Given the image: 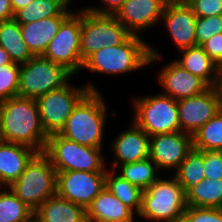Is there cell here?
<instances>
[{
	"label": "cell",
	"mask_w": 222,
	"mask_h": 222,
	"mask_svg": "<svg viewBox=\"0 0 222 222\" xmlns=\"http://www.w3.org/2000/svg\"><path fill=\"white\" fill-rule=\"evenodd\" d=\"M193 149L192 135L177 131L150 136L149 158L160 171H176Z\"/></svg>",
	"instance_id": "obj_13"
},
{
	"label": "cell",
	"mask_w": 222,
	"mask_h": 222,
	"mask_svg": "<svg viewBox=\"0 0 222 222\" xmlns=\"http://www.w3.org/2000/svg\"><path fill=\"white\" fill-rule=\"evenodd\" d=\"M37 153L33 148L0 140V187H9Z\"/></svg>",
	"instance_id": "obj_20"
},
{
	"label": "cell",
	"mask_w": 222,
	"mask_h": 222,
	"mask_svg": "<svg viewBox=\"0 0 222 222\" xmlns=\"http://www.w3.org/2000/svg\"><path fill=\"white\" fill-rule=\"evenodd\" d=\"M187 206L222 208V179L205 178L186 191Z\"/></svg>",
	"instance_id": "obj_26"
},
{
	"label": "cell",
	"mask_w": 222,
	"mask_h": 222,
	"mask_svg": "<svg viewBox=\"0 0 222 222\" xmlns=\"http://www.w3.org/2000/svg\"><path fill=\"white\" fill-rule=\"evenodd\" d=\"M180 131L193 135L220 110L212 87L203 93L177 101Z\"/></svg>",
	"instance_id": "obj_16"
},
{
	"label": "cell",
	"mask_w": 222,
	"mask_h": 222,
	"mask_svg": "<svg viewBox=\"0 0 222 222\" xmlns=\"http://www.w3.org/2000/svg\"><path fill=\"white\" fill-rule=\"evenodd\" d=\"M204 172V151L193 148L179 168L172 173L186 192L189 188L205 179Z\"/></svg>",
	"instance_id": "obj_29"
},
{
	"label": "cell",
	"mask_w": 222,
	"mask_h": 222,
	"mask_svg": "<svg viewBox=\"0 0 222 222\" xmlns=\"http://www.w3.org/2000/svg\"><path fill=\"white\" fill-rule=\"evenodd\" d=\"M186 3L197 17L222 15V0H188Z\"/></svg>",
	"instance_id": "obj_35"
},
{
	"label": "cell",
	"mask_w": 222,
	"mask_h": 222,
	"mask_svg": "<svg viewBox=\"0 0 222 222\" xmlns=\"http://www.w3.org/2000/svg\"><path fill=\"white\" fill-rule=\"evenodd\" d=\"M0 140L44 152L48 135L35 99L15 96L0 102Z\"/></svg>",
	"instance_id": "obj_2"
},
{
	"label": "cell",
	"mask_w": 222,
	"mask_h": 222,
	"mask_svg": "<svg viewBox=\"0 0 222 222\" xmlns=\"http://www.w3.org/2000/svg\"><path fill=\"white\" fill-rule=\"evenodd\" d=\"M106 172L57 171L56 194L84 208L105 187Z\"/></svg>",
	"instance_id": "obj_12"
},
{
	"label": "cell",
	"mask_w": 222,
	"mask_h": 222,
	"mask_svg": "<svg viewBox=\"0 0 222 222\" xmlns=\"http://www.w3.org/2000/svg\"><path fill=\"white\" fill-rule=\"evenodd\" d=\"M193 148L196 150L222 151V110L200 127L193 135Z\"/></svg>",
	"instance_id": "obj_30"
},
{
	"label": "cell",
	"mask_w": 222,
	"mask_h": 222,
	"mask_svg": "<svg viewBox=\"0 0 222 222\" xmlns=\"http://www.w3.org/2000/svg\"><path fill=\"white\" fill-rule=\"evenodd\" d=\"M100 5L83 6L92 13L100 15H116L126 0H99ZM100 6V7H99Z\"/></svg>",
	"instance_id": "obj_38"
},
{
	"label": "cell",
	"mask_w": 222,
	"mask_h": 222,
	"mask_svg": "<svg viewBox=\"0 0 222 222\" xmlns=\"http://www.w3.org/2000/svg\"><path fill=\"white\" fill-rule=\"evenodd\" d=\"M103 148L70 141L58 133L48 135L44 153L56 171L107 172Z\"/></svg>",
	"instance_id": "obj_6"
},
{
	"label": "cell",
	"mask_w": 222,
	"mask_h": 222,
	"mask_svg": "<svg viewBox=\"0 0 222 222\" xmlns=\"http://www.w3.org/2000/svg\"><path fill=\"white\" fill-rule=\"evenodd\" d=\"M34 215L38 222H88L86 208L57 194L40 205Z\"/></svg>",
	"instance_id": "obj_22"
},
{
	"label": "cell",
	"mask_w": 222,
	"mask_h": 222,
	"mask_svg": "<svg viewBox=\"0 0 222 222\" xmlns=\"http://www.w3.org/2000/svg\"><path fill=\"white\" fill-rule=\"evenodd\" d=\"M20 65L0 66V102L18 96Z\"/></svg>",
	"instance_id": "obj_32"
},
{
	"label": "cell",
	"mask_w": 222,
	"mask_h": 222,
	"mask_svg": "<svg viewBox=\"0 0 222 222\" xmlns=\"http://www.w3.org/2000/svg\"><path fill=\"white\" fill-rule=\"evenodd\" d=\"M81 8L75 10L61 23L42 57L64 66L73 75L81 73L83 60L80 52Z\"/></svg>",
	"instance_id": "obj_11"
},
{
	"label": "cell",
	"mask_w": 222,
	"mask_h": 222,
	"mask_svg": "<svg viewBox=\"0 0 222 222\" xmlns=\"http://www.w3.org/2000/svg\"><path fill=\"white\" fill-rule=\"evenodd\" d=\"M105 187L128 206L136 216L140 213L143 191L139 187L123 179L112 169H107Z\"/></svg>",
	"instance_id": "obj_28"
},
{
	"label": "cell",
	"mask_w": 222,
	"mask_h": 222,
	"mask_svg": "<svg viewBox=\"0 0 222 222\" xmlns=\"http://www.w3.org/2000/svg\"><path fill=\"white\" fill-rule=\"evenodd\" d=\"M14 19L10 0H0V22Z\"/></svg>",
	"instance_id": "obj_40"
},
{
	"label": "cell",
	"mask_w": 222,
	"mask_h": 222,
	"mask_svg": "<svg viewBox=\"0 0 222 222\" xmlns=\"http://www.w3.org/2000/svg\"><path fill=\"white\" fill-rule=\"evenodd\" d=\"M163 58L165 57L161 51L152 47L141 36L131 34L117 46L105 47L92 53L84 61L82 70L117 77L150 67Z\"/></svg>",
	"instance_id": "obj_1"
},
{
	"label": "cell",
	"mask_w": 222,
	"mask_h": 222,
	"mask_svg": "<svg viewBox=\"0 0 222 222\" xmlns=\"http://www.w3.org/2000/svg\"><path fill=\"white\" fill-rule=\"evenodd\" d=\"M205 178L222 179V151H204Z\"/></svg>",
	"instance_id": "obj_36"
},
{
	"label": "cell",
	"mask_w": 222,
	"mask_h": 222,
	"mask_svg": "<svg viewBox=\"0 0 222 222\" xmlns=\"http://www.w3.org/2000/svg\"><path fill=\"white\" fill-rule=\"evenodd\" d=\"M34 0H10L11 6L13 9L14 14L22 9L30 5Z\"/></svg>",
	"instance_id": "obj_41"
},
{
	"label": "cell",
	"mask_w": 222,
	"mask_h": 222,
	"mask_svg": "<svg viewBox=\"0 0 222 222\" xmlns=\"http://www.w3.org/2000/svg\"><path fill=\"white\" fill-rule=\"evenodd\" d=\"M68 16H53L35 22L20 24V31L33 56H42L51 40L55 37L61 23Z\"/></svg>",
	"instance_id": "obj_21"
},
{
	"label": "cell",
	"mask_w": 222,
	"mask_h": 222,
	"mask_svg": "<svg viewBox=\"0 0 222 222\" xmlns=\"http://www.w3.org/2000/svg\"><path fill=\"white\" fill-rule=\"evenodd\" d=\"M0 46L16 64H24L33 57L23 40L20 24L15 19L0 22Z\"/></svg>",
	"instance_id": "obj_24"
},
{
	"label": "cell",
	"mask_w": 222,
	"mask_h": 222,
	"mask_svg": "<svg viewBox=\"0 0 222 222\" xmlns=\"http://www.w3.org/2000/svg\"><path fill=\"white\" fill-rule=\"evenodd\" d=\"M129 125L109 144L110 152L114 157L109 162L111 165L108 169L115 170L119 165L149 158L150 136L133 121Z\"/></svg>",
	"instance_id": "obj_14"
},
{
	"label": "cell",
	"mask_w": 222,
	"mask_h": 222,
	"mask_svg": "<svg viewBox=\"0 0 222 222\" xmlns=\"http://www.w3.org/2000/svg\"><path fill=\"white\" fill-rule=\"evenodd\" d=\"M166 4V0H126L115 16L132 35L140 36L160 24Z\"/></svg>",
	"instance_id": "obj_15"
},
{
	"label": "cell",
	"mask_w": 222,
	"mask_h": 222,
	"mask_svg": "<svg viewBox=\"0 0 222 222\" xmlns=\"http://www.w3.org/2000/svg\"><path fill=\"white\" fill-rule=\"evenodd\" d=\"M25 222H38V220L35 215H33L30 219L26 220Z\"/></svg>",
	"instance_id": "obj_44"
},
{
	"label": "cell",
	"mask_w": 222,
	"mask_h": 222,
	"mask_svg": "<svg viewBox=\"0 0 222 222\" xmlns=\"http://www.w3.org/2000/svg\"><path fill=\"white\" fill-rule=\"evenodd\" d=\"M64 1H66L69 5H71L73 0H64Z\"/></svg>",
	"instance_id": "obj_45"
},
{
	"label": "cell",
	"mask_w": 222,
	"mask_h": 222,
	"mask_svg": "<svg viewBox=\"0 0 222 222\" xmlns=\"http://www.w3.org/2000/svg\"><path fill=\"white\" fill-rule=\"evenodd\" d=\"M115 172L123 179L139 187L142 191L147 190L161 177V175H159V168L150 158L119 165L115 169Z\"/></svg>",
	"instance_id": "obj_27"
},
{
	"label": "cell",
	"mask_w": 222,
	"mask_h": 222,
	"mask_svg": "<svg viewBox=\"0 0 222 222\" xmlns=\"http://www.w3.org/2000/svg\"><path fill=\"white\" fill-rule=\"evenodd\" d=\"M33 215L34 211L9 187H0V222H25Z\"/></svg>",
	"instance_id": "obj_31"
},
{
	"label": "cell",
	"mask_w": 222,
	"mask_h": 222,
	"mask_svg": "<svg viewBox=\"0 0 222 222\" xmlns=\"http://www.w3.org/2000/svg\"><path fill=\"white\" fill-rule=\"evenodd\" d=\"M181 222H222V208L188 206Z\"/></svg>",
	"instance_id": "obj_34"
},
{
	"label": "cell",
	"mask_w": 222,
	"mask_h": 222,
	"mask_svg": "<svg viewBox=\"0 0 222 222\" xmlns=\"http://www.w3.org/2000/svg\"><path fill=\"white\" fill-rule=\"evenodd\" d=\"M70 82L72 80L35 99L40 121L47 135L60 132L74 107L88 92H99L90 81L78 87Z\"/></svg>",
	"instance_id": "obj_8"
},
{
	"label": "cell",
	"mask_w": 222,
	"mask_h": 222,
	"mask_svg": "<svg viewBox=\"0 0 222 222\" xmlns=\"http://www.w3.org/2000/svg\"><path fill=\"white\" fill-rule=\"evenodd\" d=\"M188 0H166L167 3H186Z\"/></svg>",
	"instance_id": "obj_43"
},
{
	"label": "cell",
	"mask_w": 222,
	"mask_h": 222,
	"mask_svg": "<svg viewBox=\"0 0 222 222\" xmlns=\"http://www.w3.org/2000/svg\"><path fill=\"white\" fill-rule=\"evenodd\" d=\"M197 16L187 3H167L161 24L173 40L178 51L196 46L195 26Z\"/></svg>",
	"instance_id": "obj_18"
},
{
	"label": "cell",
	"mask_w": 222,
	"mask_h": 222,
	"mask_svg": "<svg viewBox=\"0 0 222 222\" xmlns=\"http://www.w3.org/2000/svg\"><path fill=\"white\" fill-rule=\"evenodd\" d=\"M99 92H88L74 107L60 136L81 145L103 148L108 119L107 103Z\"/></svg>",
	"instance_id": "obj_3"
},
{
	"label": "cell",
	"mask_w": 222,
	"mask_h": 222,
	"mask_svg": "<svg viewBox=\"0 0 222 222\" xmlns=\"http://www.w3.org/2000/svg\"><path fill=\"white\" fill-rule=\"evenodd\" d=\"M212 88L218 99L220 109L222 110V64L217 65L215 81Z\"/></svg>",
	"instance_id": "obj_39"
},
{
	"label": "cell",
	"mask_w": 222,
	"mask_h": 222,
	"mask_svg": "<svg viewBox=\"0 0 222 222\" xmlns=\"http://www.w3.org/2000/svg\"><path fill=\"white\" fill-rule=\"evenodd\" d=\"M57 171L44 152H37L27 163L24 172L9 188L28 207L35 211L47 199L56 195Z\"/></svg>",
	"instance_id": "obj_5"
},
{
	"label": "cell",
	"mask_w": 222,
	"mask_h": 222,
	"mask_svg": "<svg viewBox=\"0 0 222 222\" xmlns=\"http://www.w3.org/2000/svg\"><path fill=\"white\" fill-rule=\"evenodd\" d=\"M12 60L9 57L7 51L0 46V66L12 64Z\"/></svg>",
	"instance_id": "obj_42"
},
{
	"label": "cell",
	"mask_w": 222,
	"mask_h": 222,
	"mask_svg": "<svg viewBox=\"0 0 222 222\" xmlns=\"http://www.w3.org/2000/svg\"><path fill=\"white\" fill-rule=\"evenodd\" d=\"M219 33H222V15L197 17L195 26L196 45H201Z\"/></svg>",
	"instance_id": "obj_33"
},
{
	"label": "cell",
	"mask_w": 222,
	"mask_h": 222,
	"mask_svg": "<svg viewBox=\"0 0 222 222\" xmlns=\"http://www.w3.org/2000/svg\"><path fill=\"white\" fill-rule=\"evenodd\" d=\"M73 77L64 66L33 56L20 65L18 96L36 99L66 85Z\"/></svg>",
	"instance_id": "obj_9"
},
{
	"label": "cell",
	"mask_w": 222,
	"mask_h": 222,
	"mask_svg": "<svg viewBox=\"0 0 222 222\" xmlns=\"http://www.w3.org/2000/svg\"><path fill=\"white\" fill-rule=\"evenodd\" d=\"M132 102L131 120L149 136L180 131L177 101L170 96L158 92L135 97Z\"/></svg>",
	"instance_id": "obj_7"
},
{
	"label": "cell",
	"mask_w": 222,
	"mask_h": 222,
	"mask_svg": "<svg viewBox=\"0 0 222 222\" xmlns=\"http://www.w3.org/2000/svg\"><path fill=\"white\" fill-rule=\"evenodd\" d=\"M64 0H34L30 5L18 10L14 19L19 24L35 22L53 16H69L73 11Z\"/></svg>",
	"instance_id": "obj_25"
},
{
	"label": "cell",
	"mask_w": 222,
	"mask_h": 222,
	"mask_svg": "<svg viewBox=\"0 0 222 222\" xmlns=\"http://www.w3.org/2000/svg\"><path fill=\"white\" fill-rule=\"evenodd\" d=\"M200 46L217 65L222 64V33L212 36Z\"/></svg>",
	"instance_id": "obj_37"
},
{
	"label": "cell",
	"mask_w": 222,
	"mask_h": 222,
	"mask_svg": "<svg viewBox=\"0 0 222 222\" xmlns=\"http://www.w3.org/2000/svg\"><path fill=\"white\" fill-rule=\"evenodd\" d=\"M162 92L176 101L203 93L209 86L199 77L185 70L175 60L160 68L156 76Z\"/></svg>",
	"instance_id": "obj_17"
},
{
	"label": "cell",
	"mask_w": 222,
	"mask_h": 222,
	"mask_svg": "<svg viewBox=\"0 0 222 222\" xmlns=\"http://www.w3.org/2000/svg\"><path fill=\"white\" fill-rule=\"evenodd\" d=\"M130 35L115 15H100L81 8L80 52L83 62L99 49L123 43Z\"/></svg>",
	"instance_id": "obj_10"
},
{
	"label": "cell",
	"mask_w": 222,
	"mask_h": 222,
	"mask_svg": "<svg viewBox=\"0 0 222 222\" xmlns=\"http://www.w3.org/2000/svg\"><path fill=\"white\" fill-rule=\"evenodd\" d=\"M160 177L142 193L138 218L151 222H181L187 209L186 192L173 175Z\"/></svg>",
	"instance_id": "obj_4"
},
{
	"label": "cell",
	"mask_w": 222,
	"mask_h": 222,
	"mask_svg": "<svg viewBox=\"0 0 222 222\" xmlns=\"http://www.w3.org/2000/svg\"><path fill=\"white\" fill-rule=\"evenodd\" d=\"M179 58L174 60L185 70L202 79L209 87L215 81L217 64L207 55L200 45L178 51ZM182 56V57H181Z\"/></svg>",
	"instance_id": "obj_23"
},
{
	"label": "cell",
	"mask_w": 222,
	"mask_h": 222,
	"mask_svg": "<svg viewBox=\"0 0 222 222\" xmlns=\"http://www.w3.org/2000/svg\"><path fill=\"white\" fill-rule=\"evenodd\" d=\"M135 215L106 187L86 208L88 222H137Z\"/></svg>",
	"instance_id": "obj_19"
}]
</instances>
